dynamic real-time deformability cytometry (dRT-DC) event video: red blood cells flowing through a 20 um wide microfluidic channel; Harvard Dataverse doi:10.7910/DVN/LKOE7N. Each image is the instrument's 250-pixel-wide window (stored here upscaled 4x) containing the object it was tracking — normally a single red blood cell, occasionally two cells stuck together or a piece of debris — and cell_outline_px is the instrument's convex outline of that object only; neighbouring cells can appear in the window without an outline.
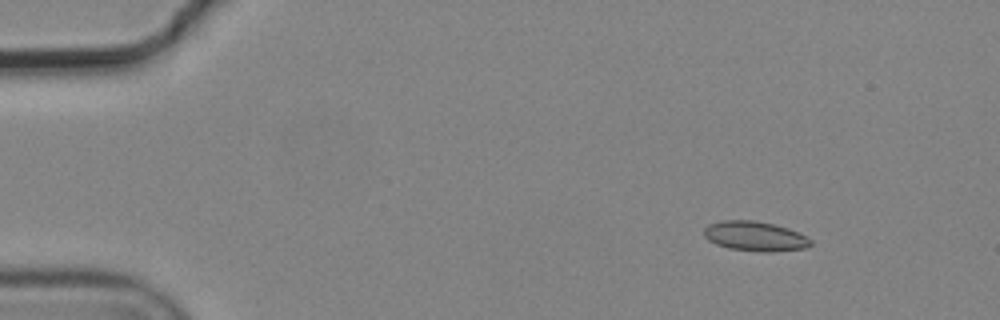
{"species": "common noctule bat (a hibernating species)", "species_latin": "Nyctalus noctula", "temperature_condition": "cold", "stored_images_in_passage": 6, "camera_frame_rate_fps": 3000, "um_per_image_px": 0.085, "animal": {"sex": "male", "body_mass_g": 19.2, "forearm_length_mm": 51.8}, "frame": {"image": 1, "passage_image": 3, "time_ms": 0.667, "image_size_px": [1000, 320], "cell_outline_px": [[812, 244], [808, 248], [772, 252], [764, 252], [728, 248], [716, 244], [708, 240], [704, 236], [704, 228], [708, 224], [720, 220], [756, 220], [776, 224], [788, 228], [812, 240]], "centroid_in_image_um": [64.17, 20.07], "position_along_channel_um": 20.8, "area_um2": 18.67}}